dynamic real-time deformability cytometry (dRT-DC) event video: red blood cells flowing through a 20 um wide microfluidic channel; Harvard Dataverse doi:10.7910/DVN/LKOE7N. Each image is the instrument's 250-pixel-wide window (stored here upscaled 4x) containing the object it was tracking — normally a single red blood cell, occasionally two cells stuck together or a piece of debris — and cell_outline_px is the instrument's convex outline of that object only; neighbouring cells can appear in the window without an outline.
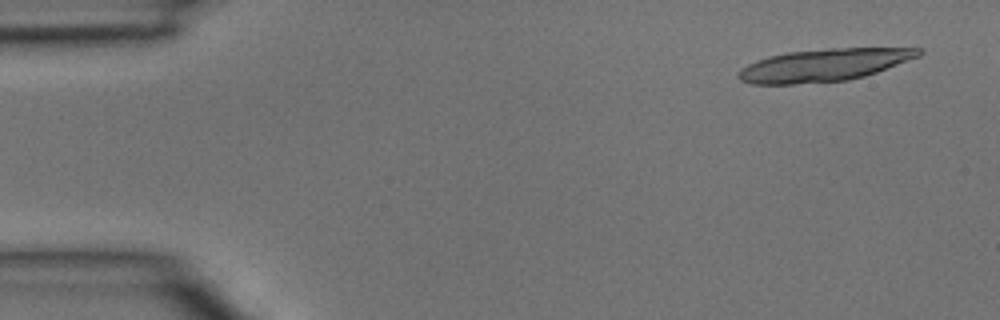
{"species": "common noctule bat (a hibernating species)", "species_latin": "Nyctalus noctula", "temperature_condition": "room temperature", "stored_images_in_passage": 4, "segment_of_instrument_passage": [2, 2], "camera_frame_rate_fps": 3000, "um_per_image_px": 0.085, "animal": {"sex": "male", "body_mass_g": 15.6}, "frame": {"image": 1, "passage_image": 4, "time_ms": 1.0, "image_size_px": [1000, 320], "cell_outline_px": [[924, 52], [920, 56], [876, 72], [864, 76], [848, 80], [792, 84], [752, 84], [740, 80], [736, 76], [740, 68], [756, 60], [768, 56], [788, 52], [828, 48], [920, 48]], "centroid_in_image_um": [70.0, 5.53], "position_along_channel_um": 15.0, "area_um2": 34.04}}